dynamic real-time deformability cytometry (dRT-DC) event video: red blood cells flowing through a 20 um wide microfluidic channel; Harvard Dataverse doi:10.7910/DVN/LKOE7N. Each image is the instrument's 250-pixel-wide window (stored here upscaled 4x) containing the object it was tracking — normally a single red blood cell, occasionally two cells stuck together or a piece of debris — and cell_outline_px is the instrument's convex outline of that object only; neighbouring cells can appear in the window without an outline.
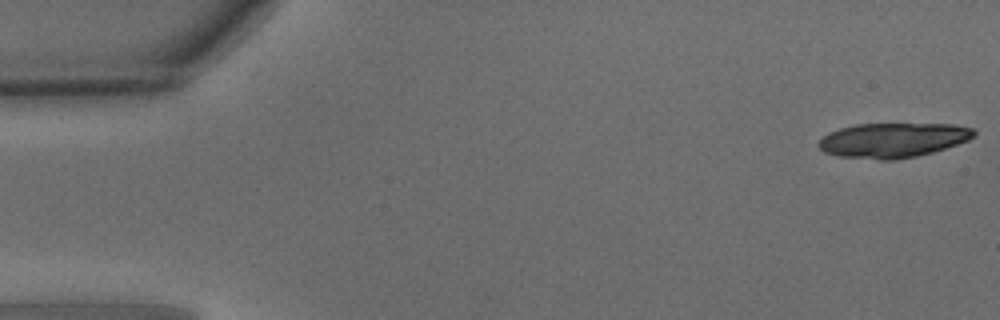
{"species": "common noctule bat (a hibernating species)", "species_latin": "Nyctalus noctula", "temperature_condition": "warm", "stored_images_in_passage": 16, "camera_frame_rate_fps": 3000, "um_per_image_px": 0.085, "animal": {"sex": "male", "body_mass_g": 15.6}, "frame": {"image": 1, "passage_image": 1, "time_ms": 0.0, "image_size_px": [1000, 320], "cell_outline_px": [[976, 136], [968, 140], [932, 152], [916, 156], [892, 160], [880, 160], [836, 156], [824, 152], [816, 144], [828, 132], [840, 128], [856, 124], [956, 124], [972, 128], [976, 132]], "centroid_in_image_um": [75.88, 11.91], "position_along_channel_um": 9.1, "area_um2": 31.44}}